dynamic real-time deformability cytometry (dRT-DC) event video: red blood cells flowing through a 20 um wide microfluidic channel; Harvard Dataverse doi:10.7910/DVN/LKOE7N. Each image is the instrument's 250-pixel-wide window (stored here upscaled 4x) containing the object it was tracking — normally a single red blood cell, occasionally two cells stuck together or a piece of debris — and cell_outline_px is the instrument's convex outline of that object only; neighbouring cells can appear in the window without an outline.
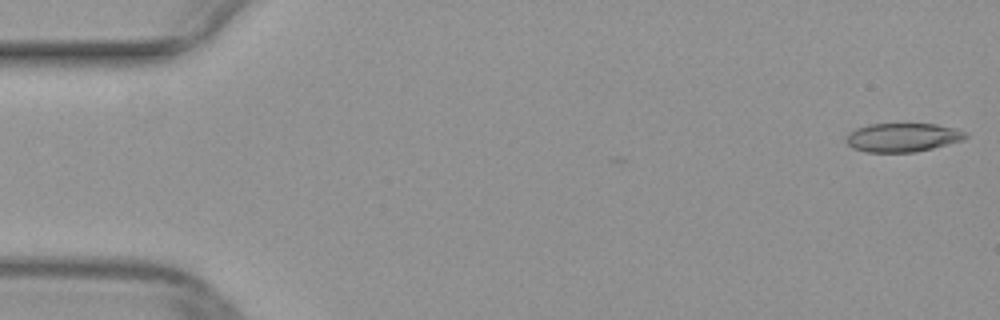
{"species": "common noctule bat (a hibernating species)", "species_latin": "Nyctalus noctula", "temperature_condition": "warm", "stored_images_in_passage": 45, "camera_frame_rate_fps": 3000, "um_per_image_px": 0.085, "animal": {"sex": "female", "body_mass_g": 29.2, "forearm_length_mm": 56.3}, "frame": {"image": 1, "passage_image": 1, "time_ms": 0.0, "image_size_px": [1000, 320], "cell_outline_px": [[968, 136], [964, 140], [932, 148], [912, 152], [868, 152], [852, 148], [848, 144], [844, 136], [848, 132], [856, 128], [868, 124], [936, 124], [956, 128], [968, 132]], "centroid_in_image_um": [76.72, 11.67], "position_along_channel_um": 8.3, "area_um2": 20.17}}
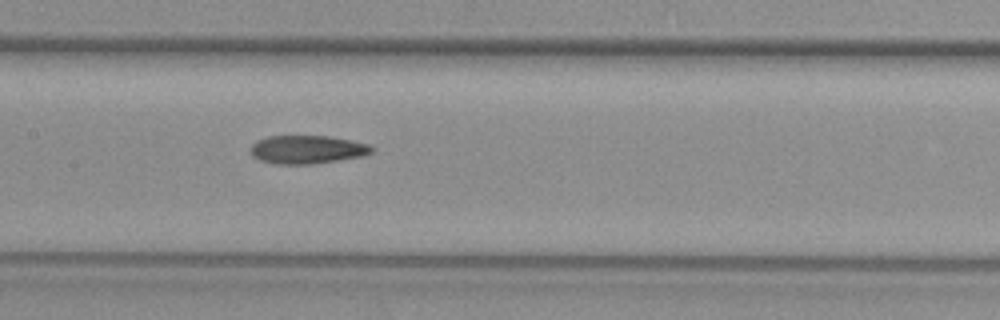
{"frame": {"image": 2, "passage_image": 24, "time_ms": 7.667, "image_size_px": [1000, 320], "cell_outline_px": [[376, 148], [372, 152], [364, 156], [312, 164], [276, 164], [260, 160], [252, 156], [252, 144], [256, 140], [268, 136], [328, 136], [352, 140], [368, 144]], "centroid_in_image_um": [26.14, 12.71], "position_along_channel_um": 181.3, "area_um2": 20.06}}
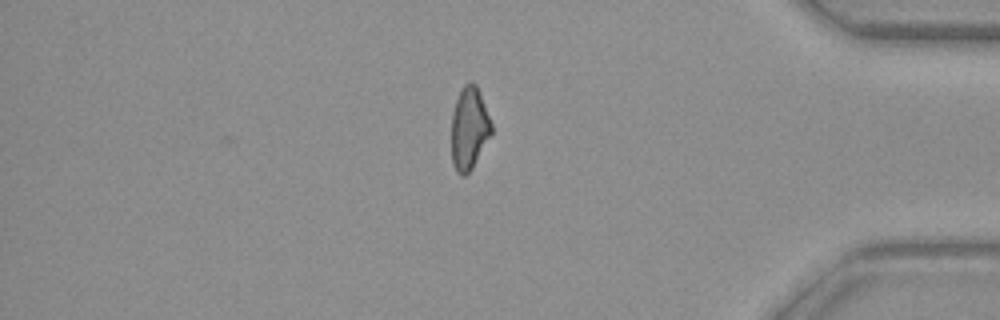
{"frame": {"image": 3, "passage_image": 42, "time_ms": 13.667, "image_size_px": [1000, 320], "cell_outline_px": [[492, 132], [472, 168], [464, 176], [460, 176], [456, 172], [452, 164], [452, 112], [456, 100], [464, 84], [468, 80], [476, 84], [480, 92], [492, 124]], "centroid_in_image_um": [39.87, 10.9], "position_along_channel_um": 395.3, "area_um2": 19.19}}